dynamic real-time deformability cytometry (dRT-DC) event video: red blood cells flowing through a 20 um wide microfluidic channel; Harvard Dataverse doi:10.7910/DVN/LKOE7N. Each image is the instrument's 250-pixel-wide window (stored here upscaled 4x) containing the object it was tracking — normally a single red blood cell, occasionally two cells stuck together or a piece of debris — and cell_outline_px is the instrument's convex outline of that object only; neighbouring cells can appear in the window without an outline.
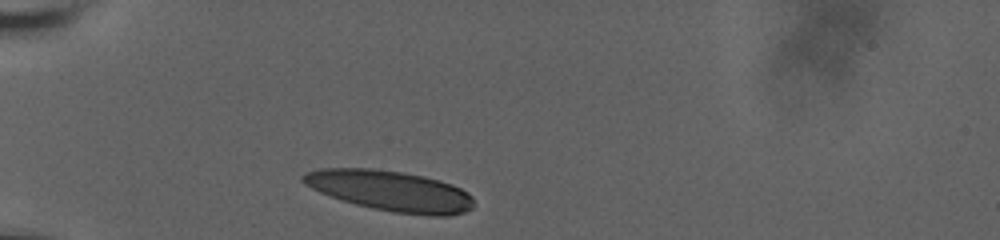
{"species": "human", "species_latin": "Homo sapiens", "temperature_condition": "room temperature", "stored_images_in_passage": 9, "camera_frame_rate_fps": 3000, "um_per_image_px": 0.085, "donor": {"sex": "male"}, "frame": {"image": 1, "passage_image": 1, "time_ms": 0.0, "image_size_px": [1000, 240], "cell_outline_px": [[472, 208], [464, 212], [448, 216], [428, 216], [392, 212], [372, 208], [356, 204], [320, 192], [304, 184], [300, 180], [300, 176], [308, 172], [320, 168], [372, 168], [400, 172], [424, 176], [440, 180], [452, 184], [468, 192], [472, 196]], "centroid_in_image_um": [33.19, 16.22], "position_along_channel_um": 51.8, "area_um2": 40.23}}
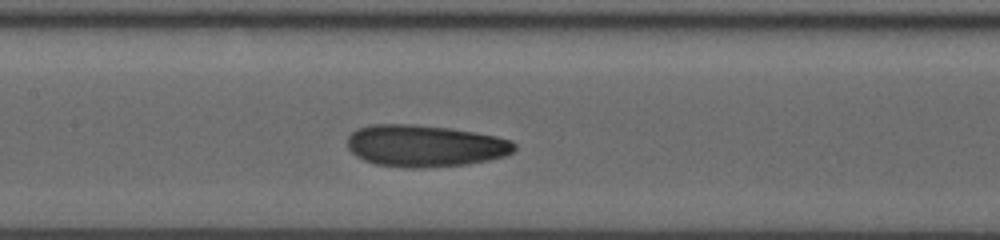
{"frame": {"image": 2, "passage_image": 6, "time_ms": 1.667, "image_size_px": [1000, 240], "cell_outline_px": [[516, 148], [512, 152], [504, 156], [488, 160], [468, 164], [424, 168], [404, 168], [376, 164], [364, 160], [356, 156], [348, 148], [348, 136], [356, 128], [372, 124], [416, 124], [452, 128], [496, 136], [512, 140], [516, 144]], "centroid_in_image_um": [36.12, 12.39], "position_along_channel_um": 171.3, "area_um2": 41.1}}
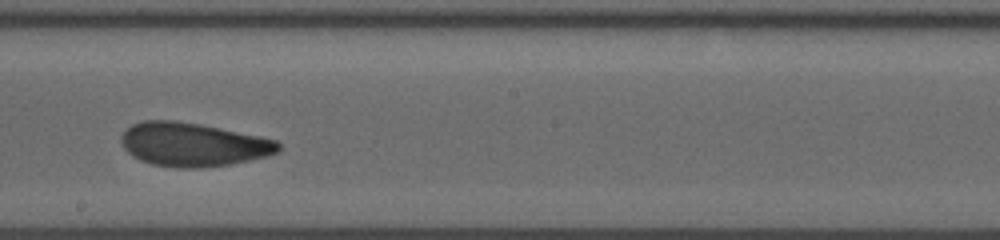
{"frame": {"image": 3, "passage_image": 8, "time_ms": 2.333, "image_size_px": [1000, 240], "cell_outline_px": [[280, 152], [268, 156], [228, 164], [200, 168], [176, 168], [152, 164], [140, 160], [132, 156], [124, 148], [120, 140], [120, 136], [132, 124], [144, 120], [176, 120], [200, 124], [260, 136], [276, 140], [280, 144]], "centroid_in_image_um": [16.4, 12.28], "position_along_channel_um": 231.8, "area_um2": 40.06}}